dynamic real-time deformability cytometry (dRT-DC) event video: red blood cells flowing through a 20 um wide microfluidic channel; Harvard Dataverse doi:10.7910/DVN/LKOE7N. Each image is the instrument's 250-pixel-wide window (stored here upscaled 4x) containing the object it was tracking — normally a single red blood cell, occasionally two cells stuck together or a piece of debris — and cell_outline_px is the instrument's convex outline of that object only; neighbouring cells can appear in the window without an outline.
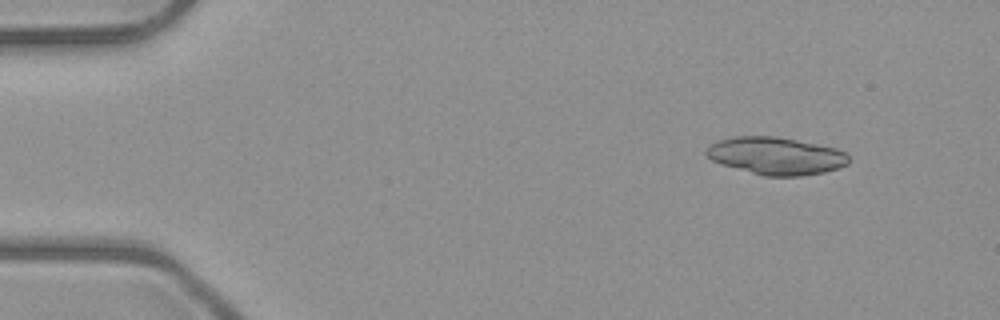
{"species": "common noctule bat (a hibernating species)", "species_latin": "Nyctalus noctula", "temperature_condition": "room temperature", "stored_images_in_passage": 5, "camera_frame_rate_fps": 3000, "um_per_image_px": 0.085, "animal": {"sex": "male", "body_mass_g": 23.1, "forearm_length_mm": 52.7}, "frame": {"image": 1, "passage_image": 2, "time_ms": 1.333, "image_size_px": [1000, 320], "cell_outline_px": [[848, 164], [824, 172], [800, 176], [764, 176], [720, 164], [712, 160], [704, 152], [708, 144], [732, 136], [776, 136], [836, 148], [848, 152]], "centroid_in_image_um": [65.93, 13.24], "position_along_channel_um": 19.1, "area_um2": 31.15}}